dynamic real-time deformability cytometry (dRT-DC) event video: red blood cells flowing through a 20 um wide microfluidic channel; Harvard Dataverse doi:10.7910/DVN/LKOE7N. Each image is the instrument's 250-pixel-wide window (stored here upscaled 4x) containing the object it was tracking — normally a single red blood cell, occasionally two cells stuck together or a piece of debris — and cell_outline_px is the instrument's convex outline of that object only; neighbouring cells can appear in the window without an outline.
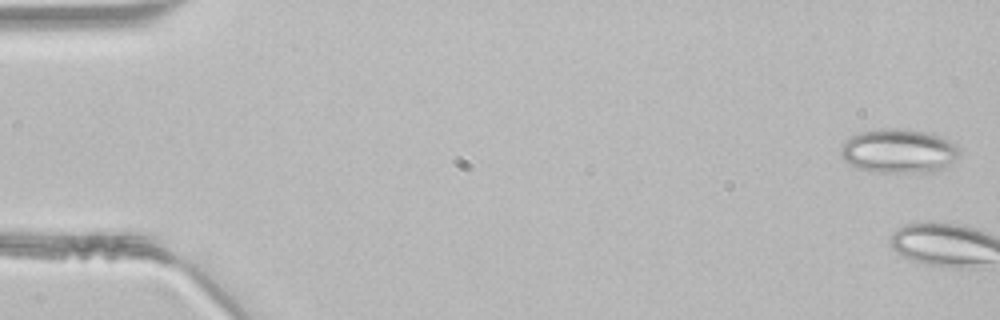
{"species": "common noctule bat (a hibernating species)", "species_latin": "Nyctalus noctula", "temperature_condition": "room temperature", "stored_images_in_passage": 3, "camera_frame_rate_fps": 3000, "um_per_image_px": 0.085, "animal": {"sex": "male", "body_mass_g": 21.5, "forearm_length_mm": 52.0}, "frame": {"image": 1, "passage_image": 1, "time_ms": 0.0, "image_size_px": [1000, 320], "cell_outline_px": [[960, 148], [956, 156], [948, 168], [932, 172], [876, 172], [856, 168], [848, 164], [844, 160], [840, 152], [840, 148], [852, 136], [860, 132], [872, 128], [900, 128], [932, 132], [956, 144]], "centroid_in_image_um": [76.4, 12.83], "position_along_channel_um": 8.6, "area_um2": 30.92}}